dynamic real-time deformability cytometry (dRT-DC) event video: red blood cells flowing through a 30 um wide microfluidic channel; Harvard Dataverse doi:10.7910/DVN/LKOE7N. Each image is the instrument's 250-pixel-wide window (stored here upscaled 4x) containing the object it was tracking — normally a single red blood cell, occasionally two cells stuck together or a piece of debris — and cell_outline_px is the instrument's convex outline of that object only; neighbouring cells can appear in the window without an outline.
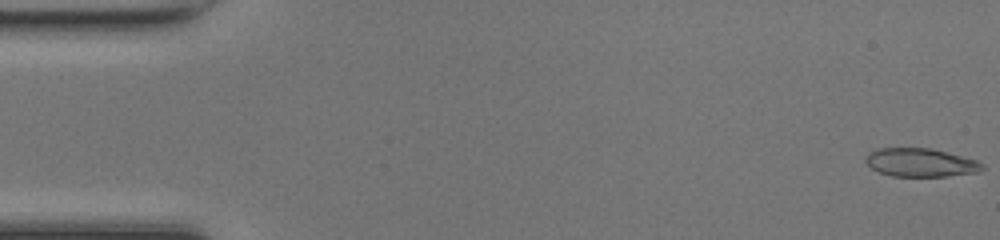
{"species": "common noctule bat (a hibernating species)", "species_latin": "Nyctalus noctula", "temperature_condition": "room temperature", "stored_images_in_passage": 48, "camera_frame_rate_fps": 3000, "um_per_image_px": 0.085, "animal": {"sex": "female", "body_mass_g": 17.0, "forearm_length_mm": 48.0}, "frame": {"image": 1, "passage_image": 1, "time_ms": 0.0, "image_size_px": [1000, 240], "cell_outline_px": [[984, 168], [976, 172], [948, 176], [892, 176], [880, 172], [872, 168], [864, 160], [868, 152], [876, 148], [932, 148], [948, 152], [976, 160], [984, 164]], "centroid_in_image_um": [78.23, 13.8], "position_along_channel_um": 6.8, "area_um2": 19.31}}
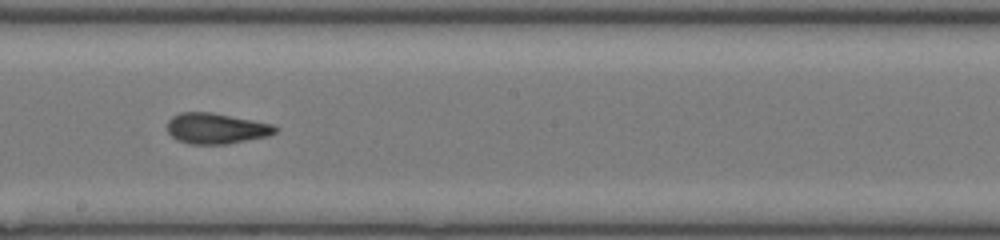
{"frame": {"image": 2, "passage_image": 27, "time_ms": 8.667, "image_size_px": [1000, 240], "cell_outline_px": [[280, 128], [276, 132], [268, 136], [228, 144], [188, 144], [176, 140], [168, 132], [168, 120], [172, 116], [180, 112], [212, 112], [272, 124]], "centroid_in_image_um": [18.37, 10.92], "position_along_channel_um": 229.8, "area_um2": 19.42}}
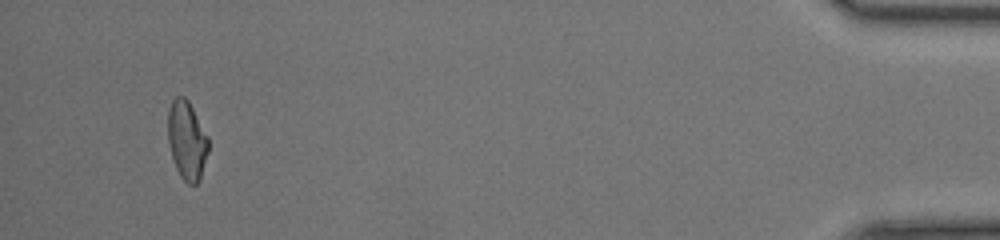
{"frame": {"image": 3, "passage_image": 46, "time_ms": 15.0, "image_size_px": [1000, 240], "cell_outline_px": [[208, 152], [200, 180], [196, 184], [188, 184], [180, 176], [172, 160], [168, 144], [168, 108], [172, 100], [176, 96], [184, 96], [188, 100], [208, 136]], "centroid_in_image_um": [15.87, 11.93], "position_along_channel_um": 419.3, "area_um2": 18.73}, "authors_computed_cell_mechanics": {"area_um2": 19.3919, "velocity_mm_per_s": 4.302, "shape_relaxation_time_tau1_ms": null, "shape_relaxation_time_tau2_ms": 1.5537, "deformation_change_tau1": null, "deformation_change_tau2": 0.0825}}